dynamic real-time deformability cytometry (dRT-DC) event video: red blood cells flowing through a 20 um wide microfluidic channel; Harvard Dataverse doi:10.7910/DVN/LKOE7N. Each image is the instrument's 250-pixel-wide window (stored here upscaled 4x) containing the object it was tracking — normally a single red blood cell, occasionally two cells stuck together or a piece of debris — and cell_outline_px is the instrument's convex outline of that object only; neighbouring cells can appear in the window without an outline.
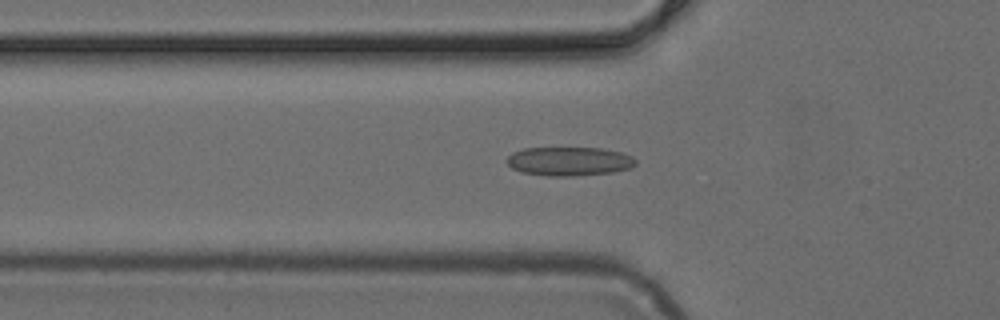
{"species": "common noctule bat (a hibernating species)", "species_latin": "Nyctalus noctula", "temperature_condition": "cold", "stored_images_in_passage": 49, "camera_frame_rate_fps": 3000, "um_per_image_px": 0.085, "animal": {"sex": "female", "body_mass_g": 24.6, "forearm_length_mm": 56.2}, "frame": {"image": 1, "passage_image": 17, "time_ms": 5.333, "image_size_px": [1000, 320], "cell_outline_px": [[636, 164], [632, 168], [612, 172], [572, 176], [548, 176], [524, 172], [512, 168], [504, 160], [512, 152], [524, 148], [600, 148], [624, 152], [632, 156], [636, 160]], "centroid_in_image_um": [48.4, 13.7], "position_along_channel_um": 77.4, "area_um2": 21.79}}
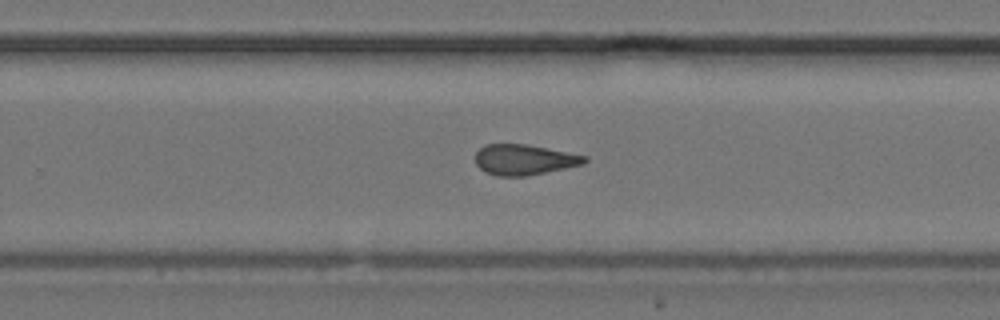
{"frame": {"image": 2, "passage_image": 32, "time_ms": 10.333, "image_size_px": [1000, 320], "cell_outline_px": [[588, 160], [584, 164], [528, 176], [496, 176], [484, 172], [476, 164], [476, 152], [484, 144], [528, 144], [588, 156]], "centroid_in_image_um": [44.56, 13.57], "position_along_channel_um": 285.2, "area_um2": 19.59}}
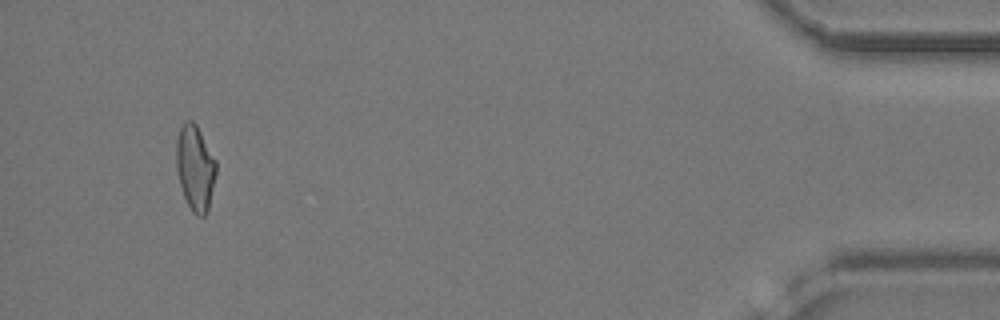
{"frame": {"image": 3, "passage_image": 47, "time_ms": 15.333, "image_size_px": [1000, 320], "cell_outline_px": [[216, 172], [208, 212], [204, 216], [196, 216], [192, 212], [184, 196], [180, 184], [176, 168], [176, 140], [180, 124], [184, 120], [192, 120], [196, 124], [216, 160]], "centroid_in_image_um": [16.58, 14.24], "position_along_channel_um": 418.6, "area_um2": 20.0}}